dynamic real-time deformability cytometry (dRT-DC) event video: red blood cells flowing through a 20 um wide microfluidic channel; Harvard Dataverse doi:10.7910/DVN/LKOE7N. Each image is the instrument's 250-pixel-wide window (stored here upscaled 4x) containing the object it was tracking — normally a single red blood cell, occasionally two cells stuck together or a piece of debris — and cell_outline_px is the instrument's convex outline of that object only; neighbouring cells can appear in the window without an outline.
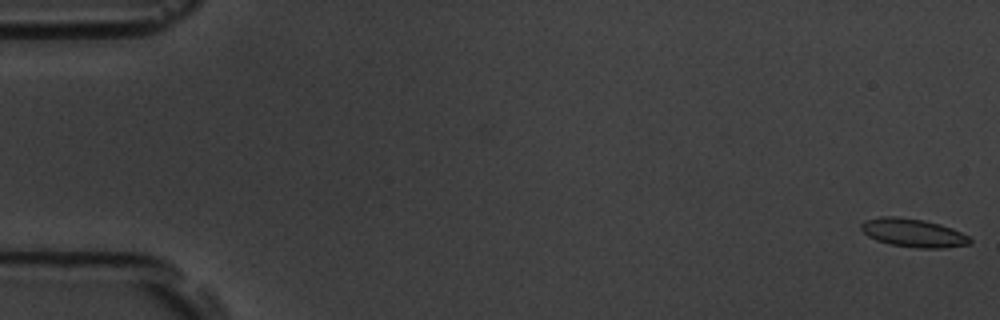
{"species": "common noctule bat (a hibernating species)", "species_latin": "Nyctalus noctula", "temperature_condition": "room temperature", "stored_images_in_passage": 55, "camera_frame_rate_fps": 3000, "um_per_image_px": 0.085, "animal": {"sex": "male", "body_mass_g": 19.5, "forearm_length_mm": 54.6}, "frame": {"image": 1, "passage_image": 1, "time_ms": 0.0, "image_size_px": [1000, 320], "cell_outline_px": [[972, 240], [968, 244], [944, 248], [916, 248], [892, 244], [876, 240], [868, 236], [860, 228], [860, 224], [864, 220], [880, 216], [896, 216], [924, 220], [940, 224], [952, 228], [968, 236]], "centroid_in_image_um": [77.59, 19.78], "position_along_channel_um": 7.4, "area_um2": 17.98}}
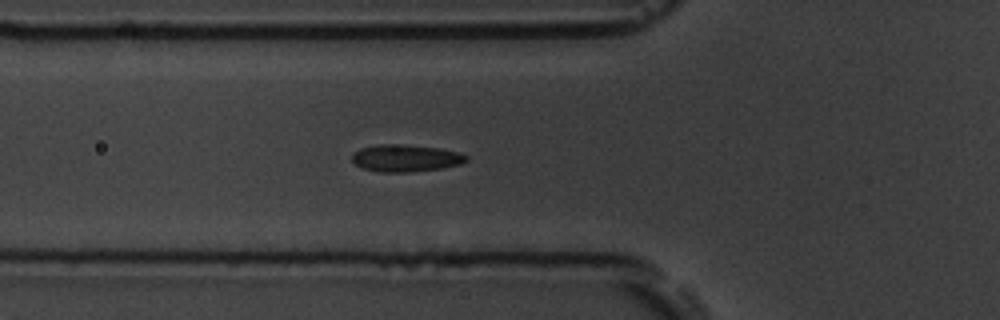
{"frame": {"image": 2, "passage_image": 20, "time_ms": 6.333, "image_size_px": [1000, 320], "cell_outline_px": [[468, 160], [460, 164], [444, 168], [412, 172], [380, 172], [360, 168], [352, 160], [352, 152], [360, 148], [380, 144], [404, 144], [440, 148], [460, 152], [468, 156]], "centroid_in_image_um": [34.48, 13.44], "position_along_channel_um": 91.3, "area_um2": 18.38}}
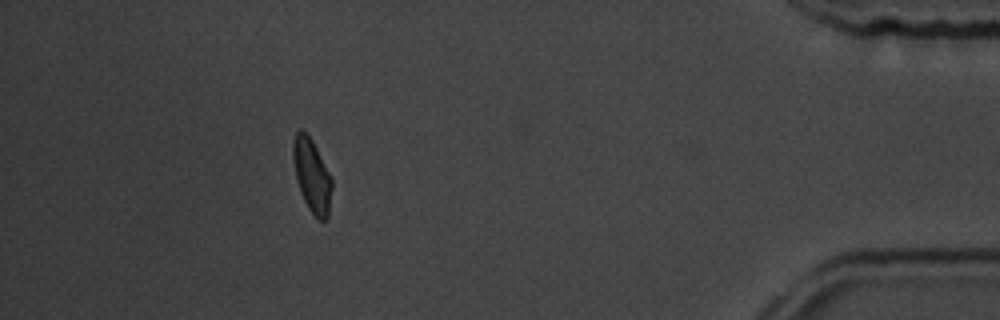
{"frame": {"image": 3, "passage_image": 50, "time_ms": 16.333, "image_size_px": [1000, 320], "cell_outline_px": [[332, 188], [328, 216], [324, 220], [320, 220], [308, 208], [300, 192], [296, 180], [292, 156], [292, 144], [296, 132], [300, 128], [312, 140], [332, 180]], "centroid_in_image_um": [26.48, 14.91], "position_along_channel_um": 408.7, "area_um2": 16.36}, "authors_computed_cell_mechanics": {"area_um2": 17.7446, "velocity_mm_per_s": 3.7152, "shape_relaxation_time_tau1_ms": 6.4094, "shape_relaxation_time_tau2_ms": 1.5469, "deformation_change_tau1": 0.1079, "deformation_change_tau2": 0.0735}}